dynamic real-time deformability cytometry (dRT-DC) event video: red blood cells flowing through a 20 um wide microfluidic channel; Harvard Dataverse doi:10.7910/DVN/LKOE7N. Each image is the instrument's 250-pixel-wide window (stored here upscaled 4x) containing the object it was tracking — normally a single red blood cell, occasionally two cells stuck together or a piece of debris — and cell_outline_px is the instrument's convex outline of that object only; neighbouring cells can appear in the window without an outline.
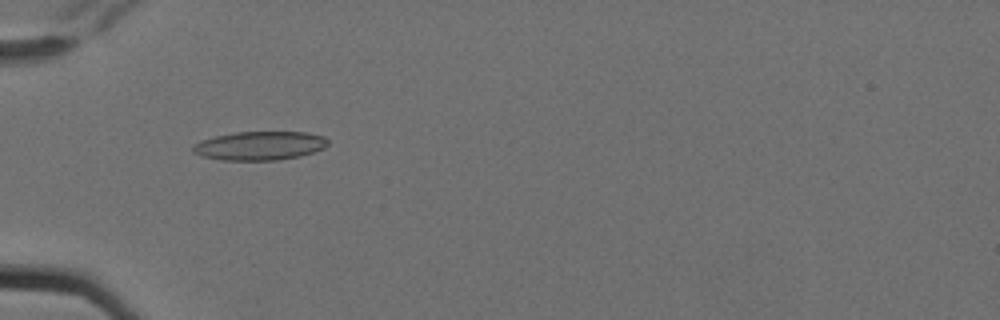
{"species": "Egyptian fruit bat (a non-hibernating species)", "species_latin": "Rousettus aegyptiacus", "temperature_condition": "cold", "stored_images_in_passage": 10, "camera_frame_rate_fps": 3000, "um_per_image_px": 0.085, "animal": {"sex": "female"}, "frame": {"image": 1, "passage_image": 5, "time_ms": 1.333, "image_size_px": [1000, 320], "cell_outline_px": [[328, 144], [324, 148], [300, 156], [280, 160], [220, 160], [204, 156], [192, 152], [192, 148], [200, 140], [216, 136], [236, 132], [308, 132], [324, 136], [328, 140]], "centroid_in_image_um": [22.1, 12.38], "position_along_channel_um": 62.9, "area_um2": 22.6}}
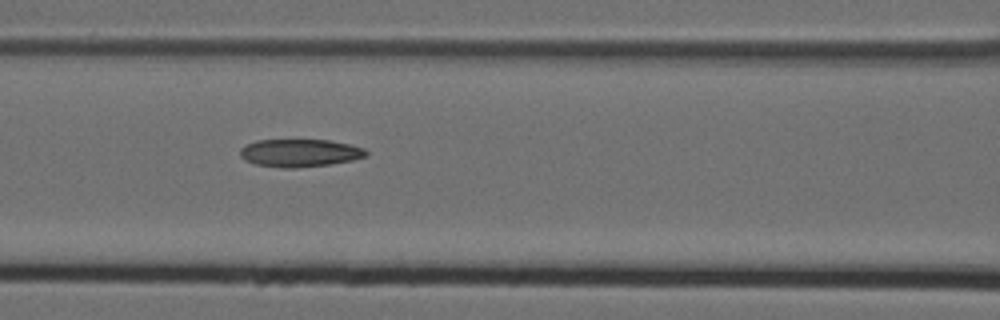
{"frame": {"image": 2, "passage_image": 7, "time_ms": 2.0, "image_size_px": [1000, 320], "cell_outline_px": [[368, 156], [352, 160], [328, 164], [296, 168], [284, 168], [256, 164], [244, 160], [240, 156], [240, 148], [256, 140], [328, 140], [348, 144], [364, 148], [368, 152]], "centroid_in_image_um": [25.48, 13.0], "position_along_channel_um": 141.1, "area_um2": 20.29}}
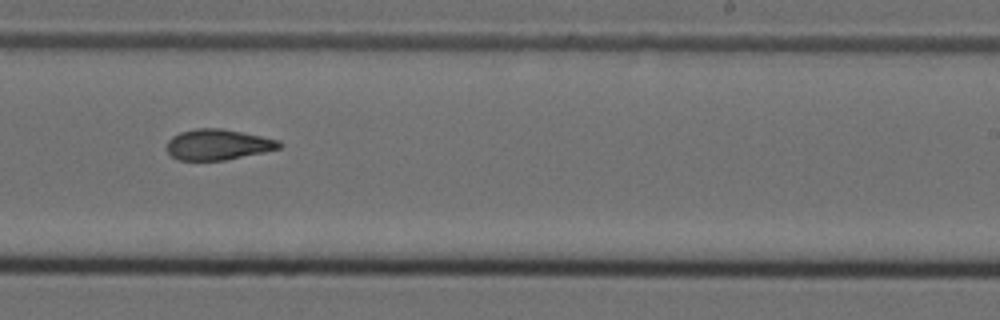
{"frame": {"image": 3, "passage_image": 10, "time_ms": 3.0, "image_size_px": [1000, 320], "cell_outline_px": [[280, 148], [264, 152], [224, 160], [176, 160], [168, 152], [168, 140], [172, 136], [180, 132], [196, 128], [220, 128], [280, 140]], "centroid_in_image_um": [18.5, 12.29], "position_along_channel_um": 270.5, "area_um2": 19.88}}